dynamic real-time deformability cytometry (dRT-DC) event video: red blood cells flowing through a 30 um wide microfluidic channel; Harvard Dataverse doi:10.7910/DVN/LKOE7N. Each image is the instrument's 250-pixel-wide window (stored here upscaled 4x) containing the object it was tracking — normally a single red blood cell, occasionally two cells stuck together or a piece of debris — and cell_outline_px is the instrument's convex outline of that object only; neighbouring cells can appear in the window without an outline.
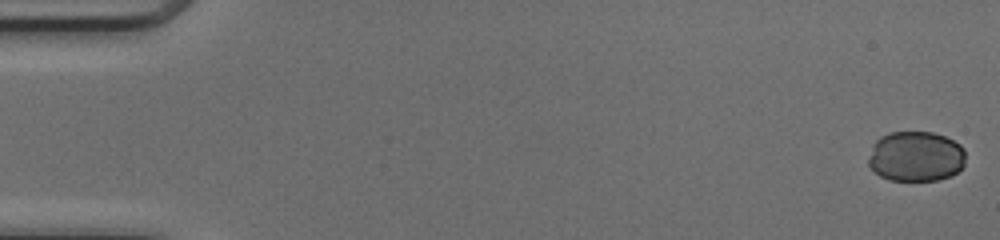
{"species": "common noctule bat (a hibernating species)", "species_latin": "Nyctalus noctula", "temperature_condition": "cold", "stored_images_in_passage": 50, "camera_frame_rate_fps": 3000, "um_per_image_px": 0.085, "animal": {"sex": "female", "body_mass_g": 17.0, "forearm_length_mm": 48.0}, "frame": {"image": 1, "passage_image": 1, "time_ms": 0.0, "image_size_px": [1000, 240], "cell_outline_px": [[964, 164], [952, 176], [936, 180], [888, 180], [880, 176], [868, 164], [868, 160], [872, 144], [880, 136], [888, 132], [932, 132], [944, 136], [960, 144], [964, 148]], "centroid_in_image_um": [77.83, 13.29], "position_along_channel_um": 7.2, "area_um2": 28.55}}
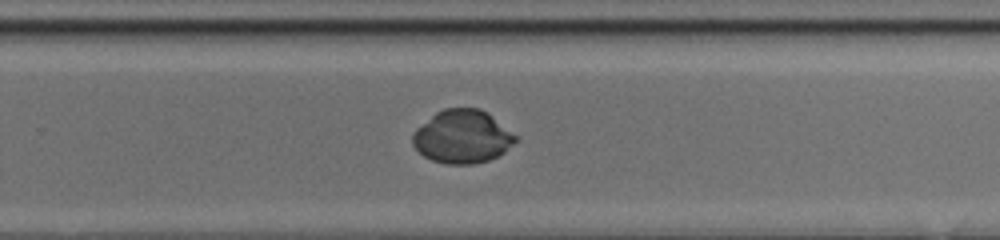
{"frame": {"image": 2, "passage_image": 33, "time_ms": 10.667, "image_size_px": [1000, 240], "cell_outline_px": [[516, 140], [504, 152], [488, 160], [472, 164], [448, 164], [432, 160], [424, 156], [412, 144], [412, 132], [416, 128], [436, 112], [444, 108], [480, 108], [488, 112], [516, 136]], "centroid_in_image_um": [39.27, 11.6], "position_along_channel_um": 290.5, "area_um2": 31.73}}
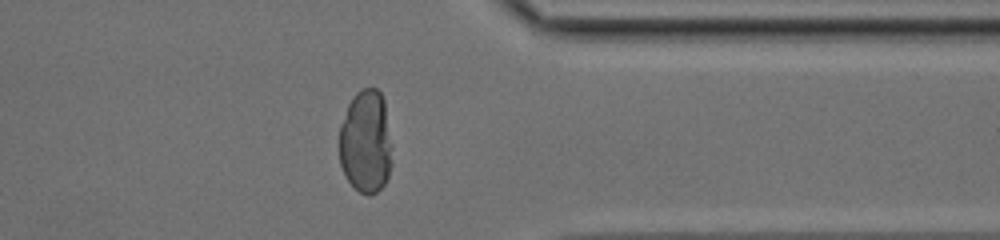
{"frame": {"image": 3, "passage_image": 40, "time_ms": 13.0, "image_size_px": [1000, 240], "cell_outline_px": [[392, 164], [388, 176], [384, 184], [372, 196], [368, 196], [360, 192], [348, 180], [340, 164], [340, 124], [348, 104], [352, 96], [360, 88], [376, 88], [380, 92], [384, 100], [392, 144]], "centroid_in_image_um": [31.11, 12.04], "position_along_channel_um": 380.3, "area_um2": 32.14}}